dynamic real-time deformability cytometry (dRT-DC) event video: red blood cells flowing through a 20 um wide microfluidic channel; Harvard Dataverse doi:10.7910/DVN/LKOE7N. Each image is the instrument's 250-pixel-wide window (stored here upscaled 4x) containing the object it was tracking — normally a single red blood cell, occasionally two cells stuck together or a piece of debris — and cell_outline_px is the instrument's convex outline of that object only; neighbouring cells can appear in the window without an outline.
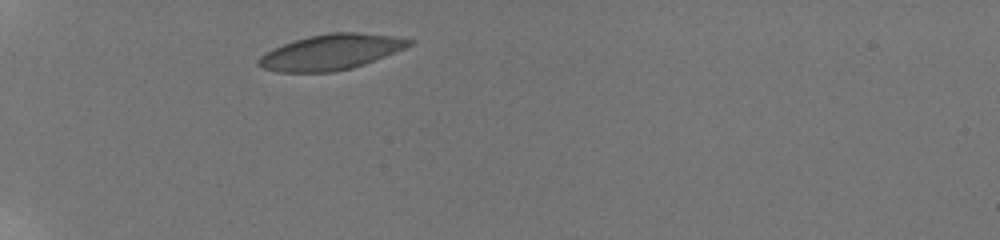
{"species": "human", "species_latin": "Homo sapiens", "temperature_condition": "room temperature", "stored_images_in_passage": 24, "camera_frame_rate_fps": 3000, "um_per_image_px": 0.085, "donor": {"sex": "male"}, "frame": {"image": 1, "passage_image": 1, "time_ms": 0.0, "image_size_px": [1000, 240], "cell_outline_px": [[412, 44], [404, 48], [364, 64], [352, 68], [332, 72], [280, 72], [260, 68], [256, 64], [256, 60], [260, 56], [284, 44], [308, 36], [332, 32], [356, 32], [392, 36], [412, 40]], "centroid_in_image_um": [28.09, 4.44], "position_along_channel_um": 56.9, "area_um2": 30.69}}
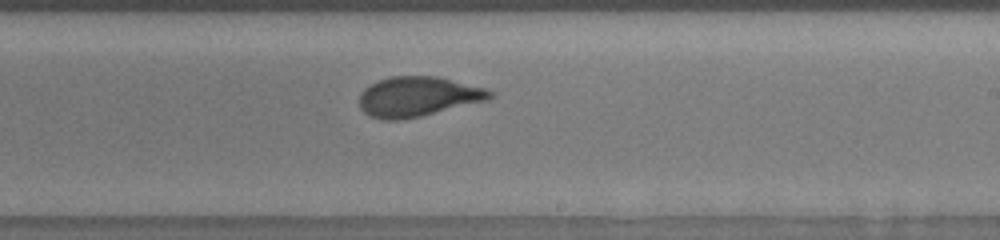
{"frame": {"image": 2, "passage_image": 11, "time_ms": 6.0, "image_size_px": [1000, 240], "cell_outline_px": [[496, 92], [488, 100], [420, 116], [400, 120], [380, 120], [364, 112], [360, 108], [360, 92], [364, 88], [380, 80], [392, 76], [436, 76], [484, 88]], "centroid_in_image_um": [35.51, 8.21], "position_along_channel_um": 253.5, "area_um2": 30.11}}
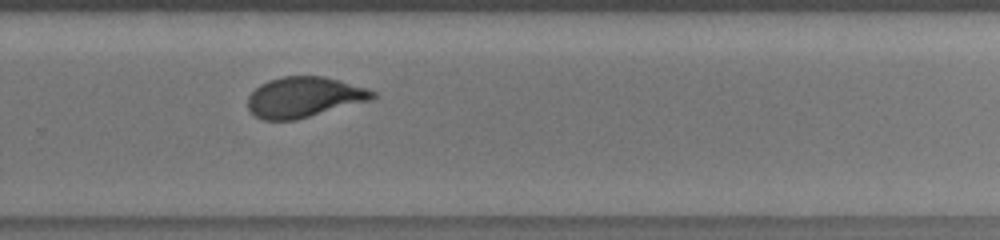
{"frame": {"image": 3, "passage_image": 13, "time_ms": 7.333, "image_size_px": [1000, 240], "cell_outline_px": [[376, 96], [372, 100], [296, 120], [264, 120], [256, 116], [248, 108], [248, 96], [260, 84], [268, 80], [280, 76], [324, 76], [340, 80], [368, 88], [376, 92]], "centroid_in_image_um": [25.87, 8.25], "position_along_channel_um": 303.9, "area_um2": 29.59}}